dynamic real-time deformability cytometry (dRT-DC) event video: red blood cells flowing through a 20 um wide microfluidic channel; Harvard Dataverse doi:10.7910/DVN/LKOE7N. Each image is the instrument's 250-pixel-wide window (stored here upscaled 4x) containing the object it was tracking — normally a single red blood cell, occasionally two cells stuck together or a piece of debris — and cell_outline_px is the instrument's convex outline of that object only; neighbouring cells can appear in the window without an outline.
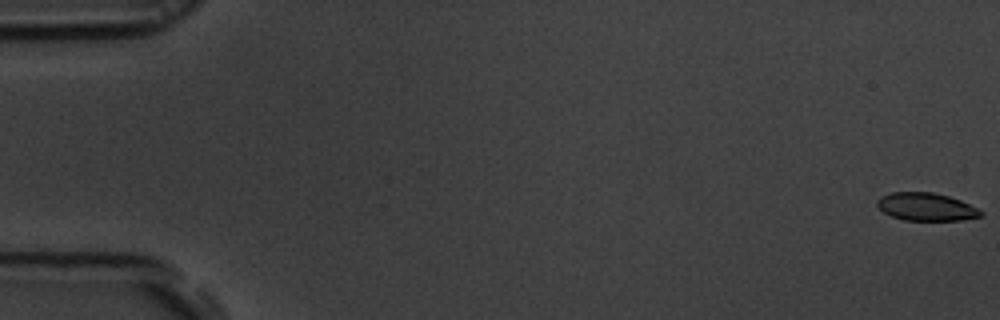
{"species": "common noctule bat (a hibernating species)", "species_latin": "Nyctalus noctula", "temperature_condition": "room temperature", "stored_images_in_passage": 56, "camera_frame_rate_fps": 3000, "um_per_image_px": 0.085, "animal": {"sex": "male", "body_mass_g": 19.5, "forearm_length_mm": 54.6}, "frame": {"image": 1, "passage_image": 1, "time_ms": 0.0, "image_size_px": [1000, 320], "cell_outline_px": [[984, 212], [980, 216], [960, 220], [904, 220], [892, 216], [884, 212], [876, 204], [876, 200], [880, 196], [892, 192], [932, 192], [948, 196], [960, 200], [980, 208]], "centroid_in_image_um": [78.73, 17.57], "position_along_channel_um": 6.3, "area_um2": 16.82}}
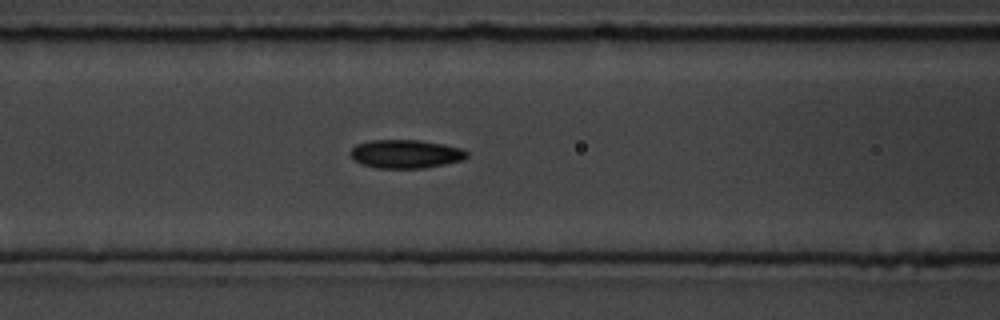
{"frame": {"image": 2, "passage_image": 24, "time_ms": 7.667, "image_size_px": [1000, 320], "cell_outline_px": [[468, 156], [464, 160], [424, 168], [376, 168], [360, 164], [352, 160], [348, 152], [356, 144], [372, 140], [420, 140], [444, 144], [460, 148], [468, 152]], "centroid_in_image_um": [34.44, 13.09], "position_along_channel_um": 132.2, "area_um2": 19.59}}
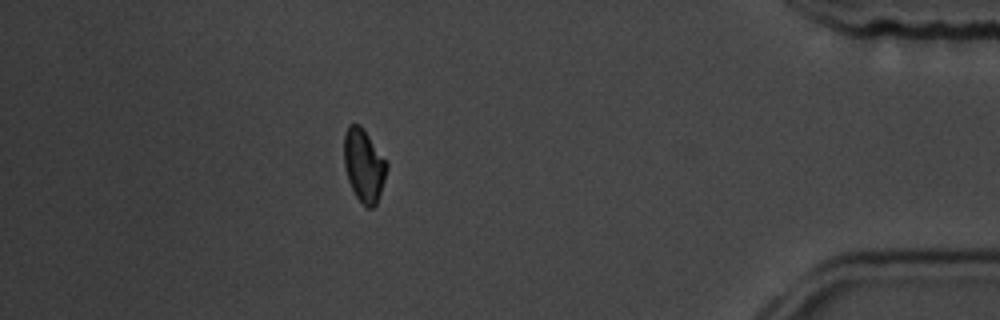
{"frame": {"image": 3, "passage_image": 50, "time_ms": 16.333, "image_size_px": [1000, 320], "cell_outline_px": [[388, 168], [376, 204], [372, 208], [368, 208], [356, 196], [348, 180], [344, 168], [344, 132], [348, 124], [360, 124], [364, 128], [388, 164]], "centroid_in_image_um": [30.91, 14.01], "position_along_channel_um": 404.3, "area_um2": 18.09}, "authors_computed_cell_mechanics": {"area_um2": 18.6116, "velocity_mm_per_s": 3.6665, "shape_relaxation_time_tau1_ms": 4.0894, "shape_relaxation_time_tau2_ms": 5.7394, "deformation_change_tau1": 0.0959, "deformation_change_tau2": 0.0921}}